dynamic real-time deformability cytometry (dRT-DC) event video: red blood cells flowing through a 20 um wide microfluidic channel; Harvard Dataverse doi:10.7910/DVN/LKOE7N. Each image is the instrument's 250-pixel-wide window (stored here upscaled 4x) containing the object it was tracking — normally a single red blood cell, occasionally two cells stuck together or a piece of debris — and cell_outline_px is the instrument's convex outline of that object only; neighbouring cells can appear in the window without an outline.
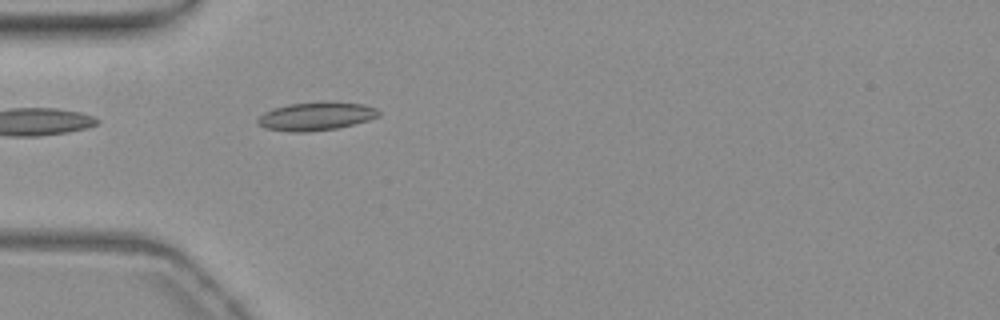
{"species": "common noctule bat (a hibernating species)", "species_latin": "Nyctalus noctula", "temperature_condition": "warm", "stored_images_in_passage": 39, "camera_frame_rate_fps": 3000, "um_per_image_px": 0.085, "animal": {"sex": "female", "body_mass_g": 19.3, "forearm_length_mm": 54.1}, "frame": {"image": 1, "passage_image": 1, "time_ms": 0.0, "image_size_px": [1000, 320], "cell_outline_px": [[380, 116], [368, 120], [336, 128], [308, 132], [292, 132], [264, 128], [256, 124], [256, 120], [264, 112], [272, 108], [288, 104], [364, 104], [376, 108], [380, 112]], "centroid_in_image_um": [26.79, 9.92], "position_along_channel_um": 58.2, "area_um2": 19.25}}
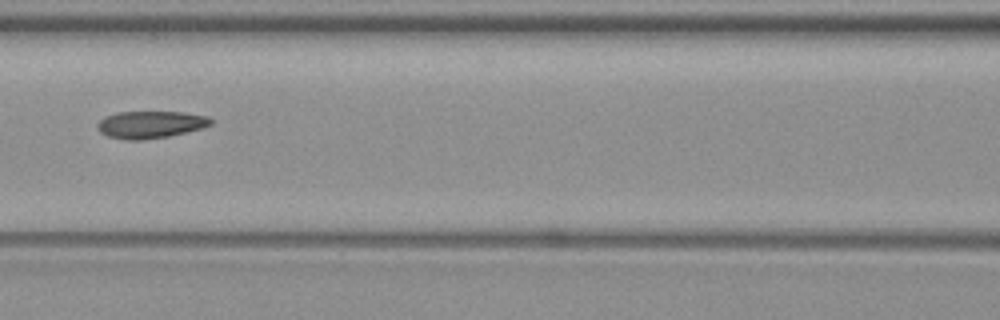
{"frame": {"image": 2, "passage_image": 9, "time_ms": 2.667, "image_size_px": [1000, 320], "cell_outline_px": [[212, 124], [200, 128], [168, 136], [140, 140], [124, 140], [108, 136], [100, 132], [96, 128], [96, 124], [104, 116], [116, 112], [180, 112], [208, 116], [212, 120]], "centroid_in_image_um": [12.72, 10.58], "position_along_channel_um": 153.9, "area_um2": 17.92}}
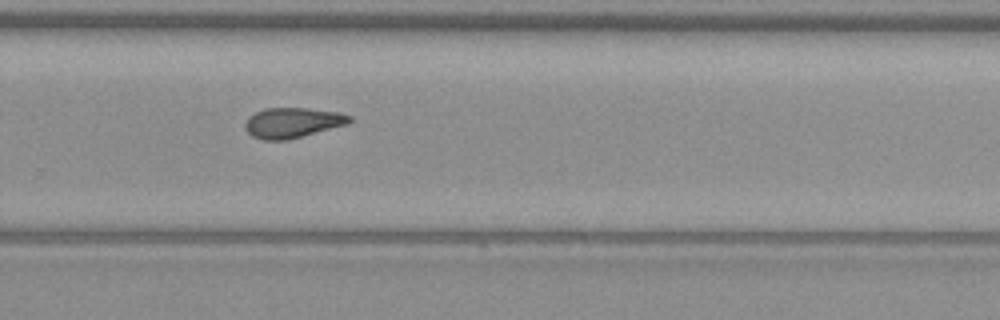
{"frame": {"image": 3, "passage_image": 21, "time_ms": 6.667, "image_size_px": [1000, 320], "cell_outline_px": [[352, 120], [344, 124], [300, 136], [284, 140], [264, 140], [252, 136], [244, 128], [244, 124], [256, 112], [264, 108], [308, 108], [336, 112], [352, 116]], "centroid_in_image_um": [24.81, 10.42], "position_along_channel_um": 305.0, "area_um2": 17.8}, "authors_computed_cell_mechanics": {"area_um2": 18.3226, "velocity_mm_per_s": 3.7867, "shape_relaxation_time_tau1_ms": 4.1244, "shape_relaxation_time_tau2_ms": 1.6869, "deformation_change_tau1": 0.1294, "deformation_change_tau2": 0.0896}}